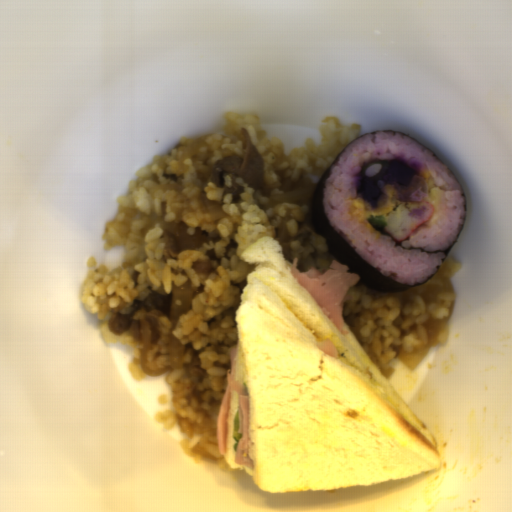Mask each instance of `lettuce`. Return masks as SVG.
<instances>
[{"label": "lettuce", "mask_w": 512, "mask_h": 512, "mask_svg": "<svg viewBox=\"0 0 512 512\" xmlns=\"http://www.w3.org/2000/svg\"><path fill=\"white\" fill-rule=\"evenodd\" d=\"M239 412L238 409L233 417V428H232V438L235 440V443L233 445V450L237 451L240 439L242 437V434L239 432Z\"/></svg>", "instance_id": "lettuce-1"}]
</instances>
